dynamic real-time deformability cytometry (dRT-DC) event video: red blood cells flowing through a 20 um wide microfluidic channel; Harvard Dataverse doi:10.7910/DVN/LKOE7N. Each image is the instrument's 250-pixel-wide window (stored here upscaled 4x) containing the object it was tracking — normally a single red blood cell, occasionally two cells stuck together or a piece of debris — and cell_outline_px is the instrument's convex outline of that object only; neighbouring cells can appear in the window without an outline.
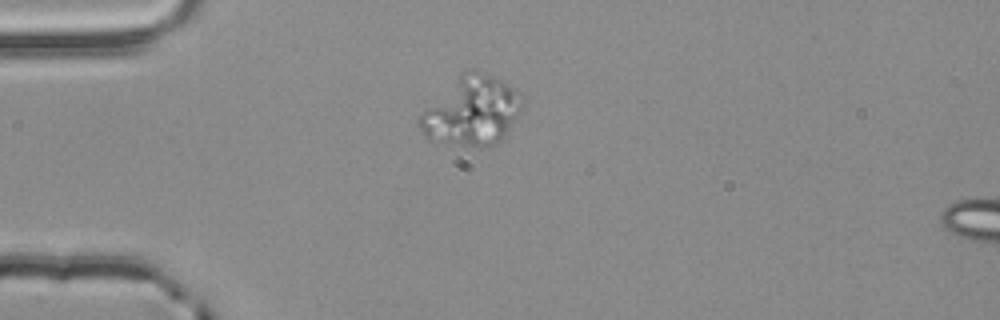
{"species": "common noctule bat (a hibernating species)", "species_latin": "Nyctalus noctula", "temperature_condition": "room temperature", "stored_images_in_passage": 2, "segment_of_instrument_passage": [2, 2], "camera_frame_rate_fps": 3000, "um_per_image_px": 0.085, "animal": {"sex": "male", "body_mass_g": 20.4}, "frame": {"image": 1, "passage_image": 2, "time_ms": 0.333, "image_size_px": [1000, 320], "cell_outline_px": [[524, 100], [520, 112], [504, 136], [496, 144], [480, 148], [476, 148], [428, 140], [416, 124], [416, 116], [420, 112], [468, 68], [472, 68], [484, 72], [500, 80], [524, 96]], "centroid_in_image_um": [40.06, 9.47], "position_along_channel_um": 44.9, "area_um2": 41.44}}